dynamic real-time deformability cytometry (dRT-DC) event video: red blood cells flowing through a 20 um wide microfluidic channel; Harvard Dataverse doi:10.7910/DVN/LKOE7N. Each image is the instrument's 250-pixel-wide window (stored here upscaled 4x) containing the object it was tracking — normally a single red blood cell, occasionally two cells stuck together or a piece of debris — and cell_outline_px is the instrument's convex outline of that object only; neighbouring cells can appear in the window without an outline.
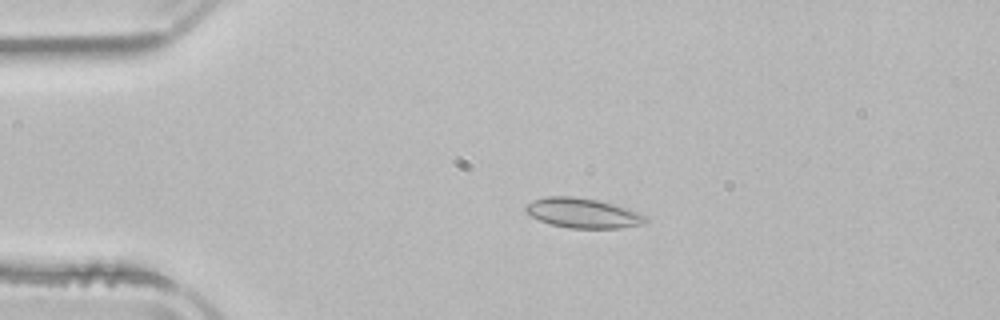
{"species": "common noctule bat (a hibernating species)", "species_latin": "Nyctalus noctula", "temperature_condition": "room temperature", "stored_images_in_passage": 51, "camera_frame_rate_fps": 3000, "um_per_image_px": 0.085, "animal": {"sex": "male", "body_mass_g": 21.5, "forearm_length_mm": 52.0}, "frame": {"image": 1, "passage_image": 10, "time_ms": 3.0, "image_size_px": [1000, 320], "cell_outline_px": [[648, 220], [644, 224], [620, 228], [572, 228], [552, 224], [540, 220], [524, 212], [524, 208], [532, 200], [544, 196], [572, 196], [596, 200], [628, 208], [648, 216]], "centroid_in_image_um": [49.55, 18.11], "position_along_channel_um": 35.4, "area_um2": 20.81}}
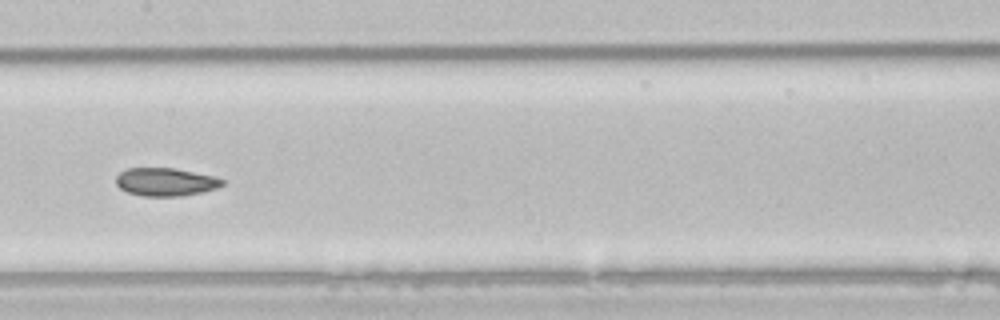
{"frame": {"image": 2, "passage_image": 25, "time_ms": 8.0, "image_size_px": [1000, 320], "cell_outline_px": [[224, 184], [216, 188], [184, 196], [140, 196], [128, 192], [120, 188], [116, 184], [116, 176], [120, 172], [128, 168], [172, 168], [216, 176], [224, 180]], "centroid_in_image_um": [14.07, 15.46], "position_along_channel_um": 193.3, "area_um2": 17.4}}
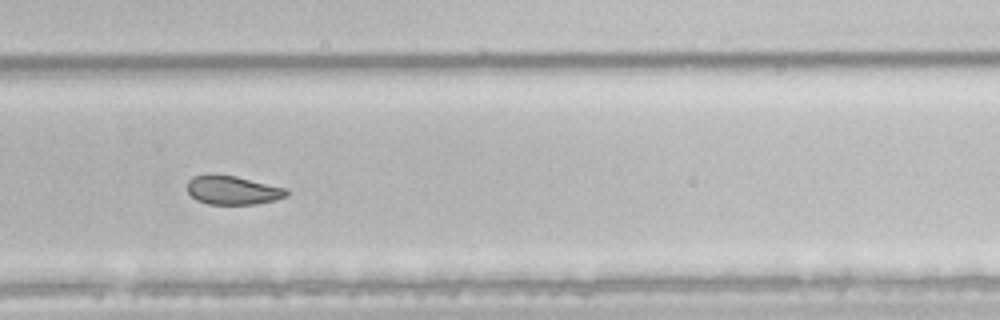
{"frame": {"image": 3, "passage_image": 34, "time_ms": 11.0, "image_size_px": [1000, 320], "cell_outline_px": [[288, 196], [276, 200], [256, 204], [208, 204], [196, 200], [188, 192], [188, 180], [192, 176], [236, 176], [288, 188]], "centroid_in_image_um": [19.84, 16.19], "position_along_channel_um": 310.0, "area_um2": 16.47}, "authors_computed_cell_mechanics": {"area_um2": 19.074, "velocity_mm_per_s": 3.9075, "shape_relaxation_time_tau1_ms": 2.8643, "shape_relaxation_time_tau2_ms": 1.6785, "deformation_change_tau1": 0.0862, "deformation_change_tau2": 0.0698}}